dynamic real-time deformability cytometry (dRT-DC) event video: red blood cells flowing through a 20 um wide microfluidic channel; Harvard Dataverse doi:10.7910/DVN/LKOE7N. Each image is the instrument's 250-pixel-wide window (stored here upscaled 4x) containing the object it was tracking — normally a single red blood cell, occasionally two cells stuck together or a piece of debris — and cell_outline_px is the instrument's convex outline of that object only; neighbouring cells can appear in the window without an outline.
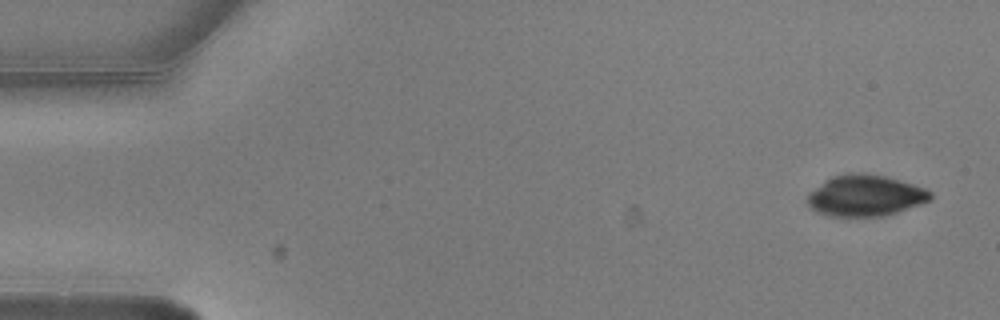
{"species": "common noctule bat (a hibernating species)", "species_latin": "Nyctalus noctula", "temperature_condition": "warm", "stored_images_in_passage": 5, "camera_frame_rate_fps": 3000, "um_per_image_px": 0.085, "animal": {"sex": "male", "body_mass_g": 20.5, "forearm_length_mm": 52.5}, "frame": {"image": 1, "passage_image": 1, "time_ms": 0.0, "image_size_px": [1000, 320], "cell_outline_px": [[932, 200], [884, 216], [828, 216], [816, 212], [808, 204], [808, 192], [824, 180], [832, 176], [848, 172], [860, 172], [884, 176], [912, 184], [924, 188], [932, 192]], "centroid_in_image_um": [73.52, 16.62], "position_along_channel_um": 11.5, "area_um2": 29.59}}